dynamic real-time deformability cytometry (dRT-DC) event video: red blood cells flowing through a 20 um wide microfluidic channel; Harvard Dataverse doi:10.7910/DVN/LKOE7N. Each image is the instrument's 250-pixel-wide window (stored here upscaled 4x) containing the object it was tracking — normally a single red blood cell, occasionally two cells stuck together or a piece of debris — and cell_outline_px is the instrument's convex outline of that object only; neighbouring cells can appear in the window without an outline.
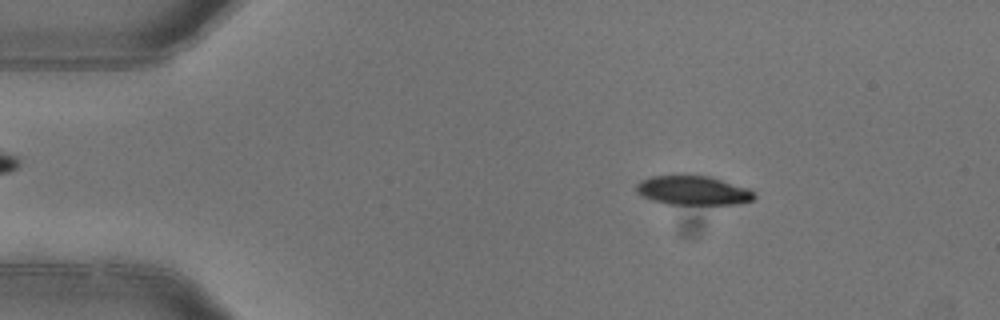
{"species": "common noctule bat (a hibernating species)", "species_latin": "Nyctalus noctula", "temperature_condition": "warm", "stored_images_in_passage": 2, "camera_frame_rate_fps": 3000, "um_per_image_px": 0.085, "animal": {"sex": "female"}, "frame": {"image": 1, "passage_image": 1, "time_ms": 0.0, "image_size_px": [1000, 320], "cell_outline_px": [[756, 196], [752, 200], [736, 204], [668, 204], [652, 200], [636, 192], [636, 184], [640, 180], [652, 176], [708, 176], [748, 188], [756, 192]], "centroid_in_image_um": [58.92, 16.19], "position_along_channel_um": 26.1, "area_um2": 19.83}}